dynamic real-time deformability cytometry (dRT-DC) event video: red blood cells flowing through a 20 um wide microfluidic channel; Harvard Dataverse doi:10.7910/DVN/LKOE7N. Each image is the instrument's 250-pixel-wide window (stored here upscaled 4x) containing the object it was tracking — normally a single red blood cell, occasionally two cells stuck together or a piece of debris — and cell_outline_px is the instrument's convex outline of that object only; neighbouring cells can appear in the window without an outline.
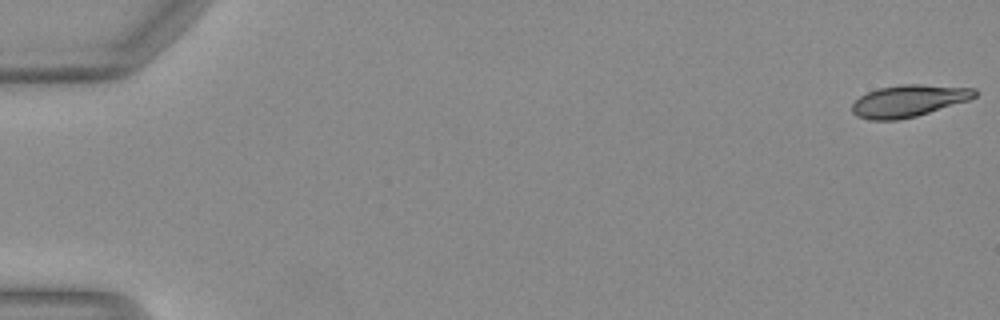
{"species": "Egyptian fruit bat (a non-hibernating species)", "species_latin": "Rousettus aegyptiacus", "temperature_condition": "warm", "stored_images_in_passage": 50, "camera_frame_rate_fps": 3000, "um_per_image_px": 0.085, "animal": {"sex": "female"}, "frame": {"image": 1, "passage_image": 1, "time_ms": 0.0, "image_size_px": [1000, 320], "cell_outline_px": [[976, 96], [968, 100], [916, 116], [896, 120], [868, 120], [856, 116], [852, 112], [852, 104], [860, 96], [868, 92], [880, 88], [904, 84], [920, 84], [976, 88]], "centroid_in_image_um": [77.21, 8.57], "position_along_channel_um": 7.8, "area_um2": 22.66}}
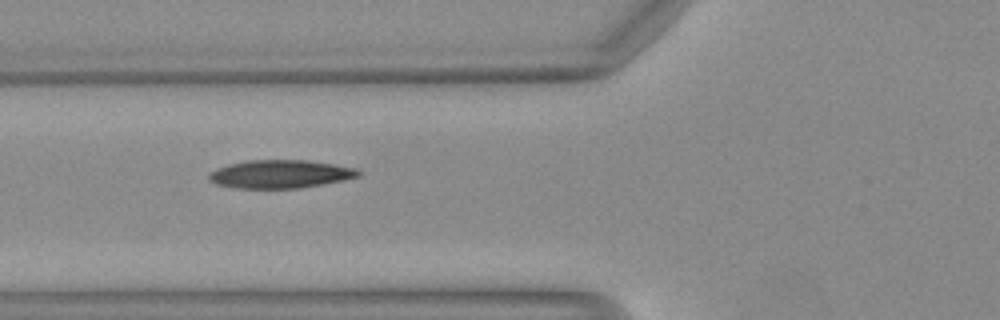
{"frame": {"image": 2, "passage_image": 20, "time_ms": 6.333, "image_size_px": [1000, 320], "cell_outline_px": [[360, 176], [344, 180], [324, 184], [300, 188], [232, 188], [216, 184], [208, 180], [208, 172], [216, 168], [228, 164], [248, 160], [308, 160], [356, 168], [360, 172]], "centroid_in_image_um": [23.78, 14.8], "position_along_channel_um": 102.0, "area_um2": 24.74}}
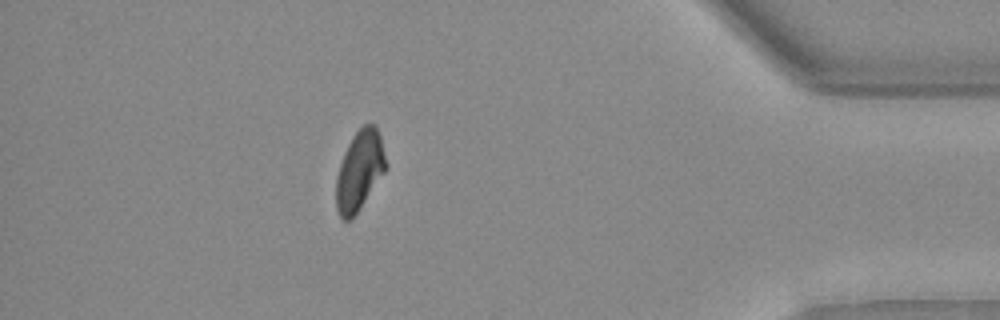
{"frame": {"image": 3, "passage_image": 45, "time_ms": 14.667, "image_size_px": [1000, 320], "cell_outline_px": [[388, 168], [360, 208], [348, 220], [344, 220], [340, 216], [336, 208], [336, 176], [344, 152], [352, 136], [364, 124], [376, 124], [380, 136], [388, 164]], "centroid_in_image_um": [30.58, 14.47], "position_along_channel_um": 404.6, "area_um2": 23.12}, "authors_computed_cell_mechanics": {"area_um2": 24.0737, "velocity_mm_per_s": 4.1238, "shape_relaxation_time_tau1_ms": 6.3916, "shape_relaxation_time_tau2_ms": 9.0102, "deformation_change_tau1": 0.1931, "deformation_change_tau2": 0.1774}}